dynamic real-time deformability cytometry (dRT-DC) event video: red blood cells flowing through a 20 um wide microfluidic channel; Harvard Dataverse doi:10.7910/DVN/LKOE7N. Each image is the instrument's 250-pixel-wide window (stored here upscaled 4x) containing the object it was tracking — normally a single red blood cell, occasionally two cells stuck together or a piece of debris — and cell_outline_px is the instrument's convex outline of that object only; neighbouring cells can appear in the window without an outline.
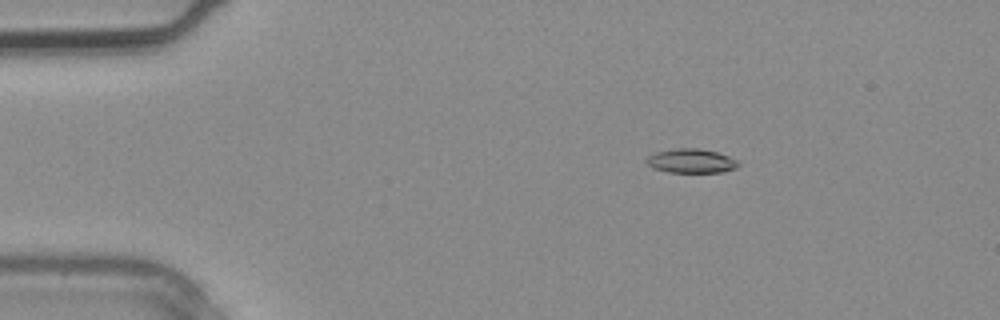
{"species": "common noctule bat (a hibernating species)", "species_latin": "Nyctalus noctula", "temperature_condition": "warm", "stored_images_in_passage": 3, "camera_frame_rate_fps": 3000, "um_per_image_px": 0.085, "animal": {"sex": "male", "body_mass_g": 20.4}, "frame": {"image": 1, "passage_image": 2, "time_ms": 0.333, "image_size_px": [1000, 320], "cell_outline_px": [[740, 164], [736, 168], [720, 172], [668, 172], [652, 168], [644, 160], [648, 156], [656, 152], [676, 148], [696, 148], [716, 152], [728, 156], [736, 160]], "centroid_in_image_um": [58.72, 13.68], "position_along_channel_um": 26.3, "area_um2": 12.83}}